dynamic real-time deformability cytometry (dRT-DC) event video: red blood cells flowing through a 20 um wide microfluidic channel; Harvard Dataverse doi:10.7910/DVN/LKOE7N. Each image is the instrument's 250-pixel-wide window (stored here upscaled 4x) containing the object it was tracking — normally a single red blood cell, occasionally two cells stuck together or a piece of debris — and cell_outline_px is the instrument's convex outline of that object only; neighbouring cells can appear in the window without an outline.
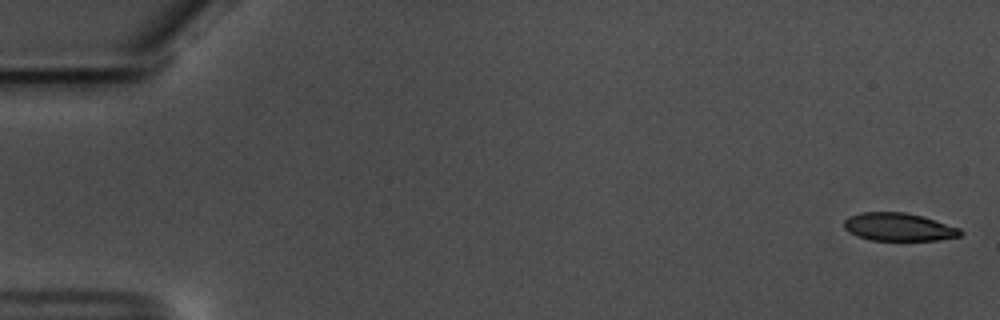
{"species": "common noctule bat (a hibernating species)", "species_latin": "Nyctalus noctula", "temperature_condition": "warm", "stored_images_in_passage": 17, "camera_frame_rate_fps": 3000, "um_per_image_px": 0.085, "animal": {"sex": "male", "body_mass_g": 17.5, "forearm_length_mm": 52.3}, "frame": {"image": 1, "passage_image": 1, "time_ms": 0.0, "image_size_px": [1000, 320], "cell_outline_px": [[964, 232], [960, 236], [940, 240], [868, 240], [856, 236], [848, 232], [844, 228], [844, 220], [848, 216], [860, 212], [904, 212], [920, 216], [960, 228]], "centroid_in_image_um": [76.34, 19.3], "position_along_channel_um": 8.7, "area_um2": 19.02}}
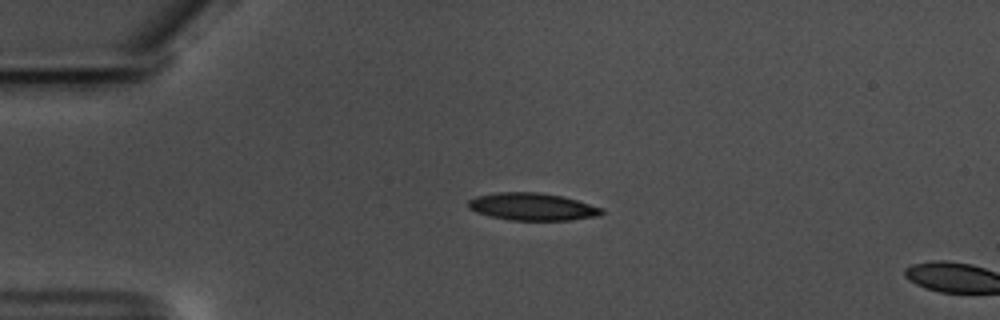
{"frame": {"image": 2, "passage_image": 14, "time_ms": 4.333, "image_size_px": [1000, 320], "cell_outline_px": [[604, 212], [600, 216], [572, 220], [508, 220], [476, 212], [468, 208], [468, 200], [476, 196], [496, 192], [536, 192], [564, 196], [604, 208]], "centroid_in_image_um": [45.28, 17.57], "position_along_channel_um": 39.7, "area_um2": 21.5}}